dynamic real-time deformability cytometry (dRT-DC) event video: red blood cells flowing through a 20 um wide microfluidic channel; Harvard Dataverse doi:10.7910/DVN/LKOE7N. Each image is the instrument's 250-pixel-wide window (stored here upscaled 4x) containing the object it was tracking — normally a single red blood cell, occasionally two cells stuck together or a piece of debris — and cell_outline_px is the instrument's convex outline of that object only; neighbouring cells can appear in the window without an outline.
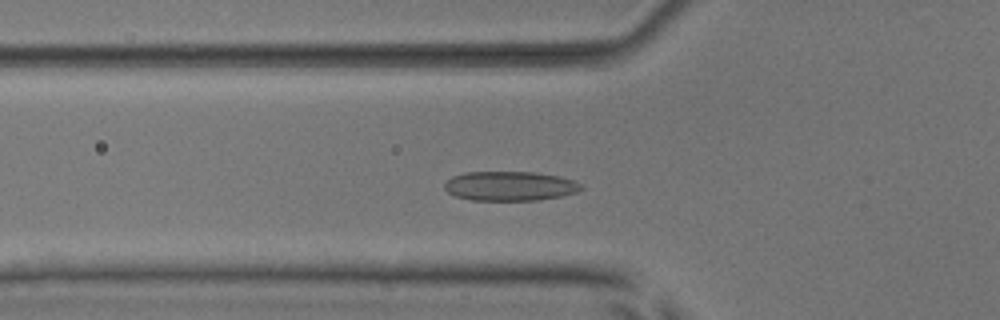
{"species": "common noctule bat (a hibernating species)", "species_latin": "Nyctalus noctula", "temperature_condition": "room temperature", "stored_images_in_passage": 45, "camera_frame_rate_fps": 3000, "um_per_image_px": 0.085, "animal": {"sex": "male", "body_mass_g": 17.9, "forearm_length_mm": 54.2}, "frame": {"image": 1, "passage_image": 10, "time_ms": 3.0, "image_size_px": [1000, 320], "cell_outline_px": [[584, 188], [576, 192], [560, 196], [536, 200], [472, 200], [456, 196], [448, 192], [444, 188], [444, 184], [452, 176], [464, 172], [536, 172], [560, 176], [572, 180], [580, 184]], "centroid_in_image_um": [43.33, 15.8], "position_along_channel_um": 82.5, "area_um2": 23.35}}
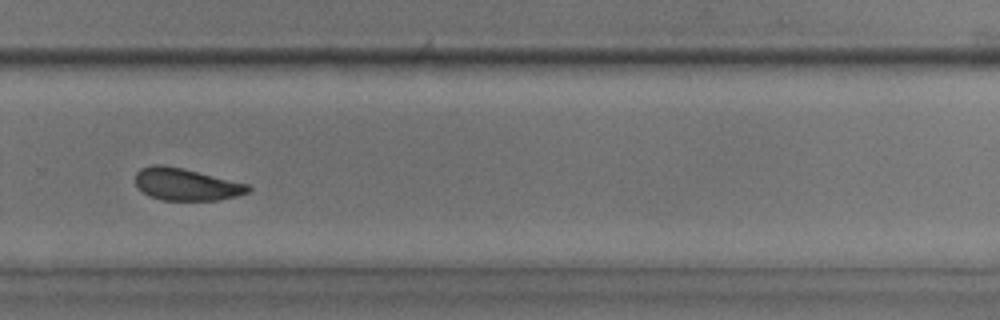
{"frame": {"image": 2, "passage_image": 28, "time_ms": 9.0, "image_size_px": [1000, 320], "cell_outline_px": [[252, 188], [248, 192], [236, 196], [216, 200], [160, 200], [148, 196], [136, 184], [136, 172], [140, 168], [152, 164], [160, 164], [184, 168], [248, 184]], "centroid_in_image_um": [15.8, 15.66], "position_along_channel_um": 314.0, "area_um2": 21.15}}
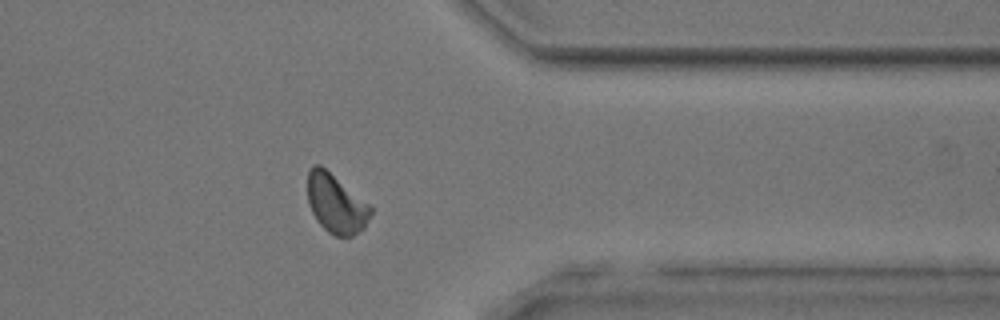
{"frame": {"image": 3, "passage_image": 34, "time_ms": 11.0, "image_size_px": [1000, 320], "cell_outline_px": [[372, 212], [364, 228], [352, 236], [336, 236], [328, 232], [316, 220], [308, 204], [308, 172], [312, 164], [320, 164], [368, 204], [372, 208]], "centroid_in_image_um": [28.53, 17.32], "position_along_channel_um": 382.9, "area_um2": 21.39}, "authors_computed_cell_mechanics": {"area_um2": 21.4438, "velocity_mm_per_s": 3.8677, "shape_relaxation_time_tau1_ms": 6.1276, "shape_relaxation_time_tau2_ms": 2.5196, "deformation_change_tau1": 0.115, "deformation_change_tau2": 0.0791}}